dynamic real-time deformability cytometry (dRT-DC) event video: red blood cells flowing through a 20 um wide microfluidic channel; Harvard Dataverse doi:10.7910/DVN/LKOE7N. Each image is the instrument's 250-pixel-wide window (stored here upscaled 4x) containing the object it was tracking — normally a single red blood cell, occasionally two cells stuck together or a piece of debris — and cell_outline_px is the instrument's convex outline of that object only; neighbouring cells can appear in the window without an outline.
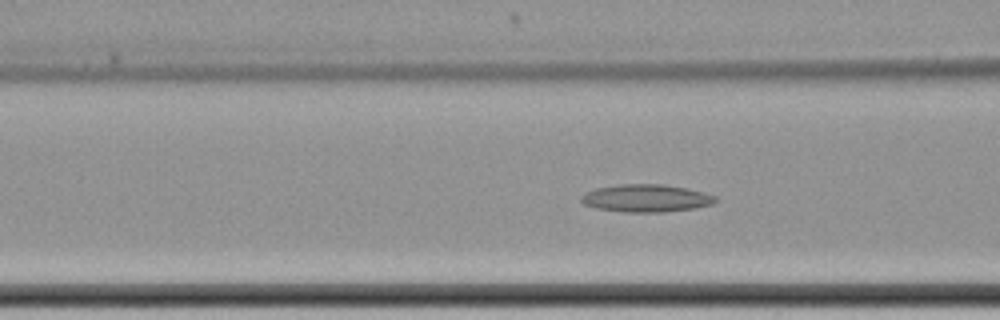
{"species": "common noctule bat (a hibernating species)", "species_latin": "Nyctalus noctula", "temperature_condition": "cold", "stored_images_in_passage": 64, "camera_frame_rate_fps": 3000, "um_per_image_px": 0.085, "animal": {"sex": "female", "body_mass_g": 22.7, "forearm_length_mm": 54.2}, "frame": {"image": 1, "passage_image": 28, "time_ms": 9.0, "image_size_px": [1000, 320], "cell_outline_px": [[720, 200], [712, 204], [696, 208], [664, 212], [624, 212], [596, 208], [584, 204], [580, 200], [580, 196], [584, 192], [596, 188], [620, 184], [664, 184], [688, 188], [704, 192], [716, 196]], "centroid_in_image_um": [54.94, 16.84], "position_along_channel_um": 111.7, "area_um2": 21.91}}
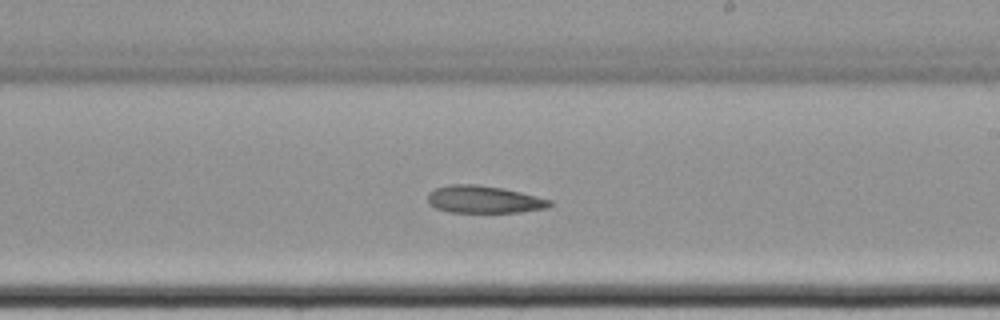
{"frame": {"image": 2, "passage_image": 40, "time_ms": 13.0, "image_size_px": [1000, 320], "cell_outline_px": [[552, 204], [548, 208], [520, 212], [448, 212], [436, 208], [428, 204], [428, 192], [436, 188], [448, 184], [476, 184], [504, 188], [552, 200]], "centroid_in_image_um": [41.12, 16.95], "position_along_channel_um": 247.9, "area_um2": 19.59}}
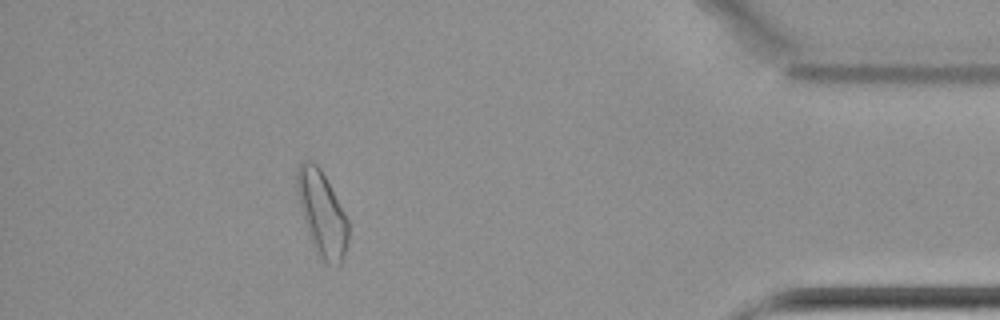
{"frame": {"image": 3, "passage_image": 58, "time_ms": 19.0, "image_size_px": [1000, 320], "cell_outline_px": [[348, 244], [340, 264], [328, 264], [316, 252], [308, 232], [304, 220], [296, 188], [296, 168], [300, 160], [312, 160], [320, 168], [344, 212], [348, 220]], "centroid_in_image_um": [27.35, 18.1], "position_along_channel_um": 407.9, "area_um2": 24.97}}